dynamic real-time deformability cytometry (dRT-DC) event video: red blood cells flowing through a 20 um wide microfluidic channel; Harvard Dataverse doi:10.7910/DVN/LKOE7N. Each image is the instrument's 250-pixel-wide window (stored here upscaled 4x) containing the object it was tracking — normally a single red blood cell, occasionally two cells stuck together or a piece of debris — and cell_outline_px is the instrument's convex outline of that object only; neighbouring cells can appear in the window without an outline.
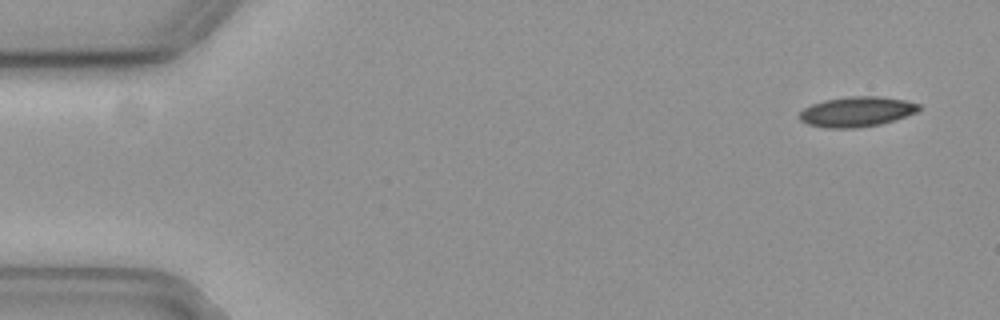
{"species": "common noctule bat (a hibernating species)", "species_latin": "Nyctalus noctula", "temperature_condition": "cold", "stored_images_in_passage": 10, "camera_frame_rate_fps": 3000, "um_per_image_px": 0.085, "animal": {"sex": "female", "body_mass_g": 19.3, "forearm_length_mm": 54.1}, "frame": {"image": 1, "passage_image": 1, "time_ms": 0.0, "image_size_px": [1000, 320], "cell_outline_px": [[920, 108], [916, 112], [880, 124], [856, 128], [824, 128], [808, 124], [800, 120], [800, 112], [804, 108], [812, 104], [824, 100], [852, 96], [876, 96], [904, 100], [920, 104]], "centroid_in_image_um": [72.79, 9.49], "position_along_channel_um": 12.2, "area_um2": 20.69}}